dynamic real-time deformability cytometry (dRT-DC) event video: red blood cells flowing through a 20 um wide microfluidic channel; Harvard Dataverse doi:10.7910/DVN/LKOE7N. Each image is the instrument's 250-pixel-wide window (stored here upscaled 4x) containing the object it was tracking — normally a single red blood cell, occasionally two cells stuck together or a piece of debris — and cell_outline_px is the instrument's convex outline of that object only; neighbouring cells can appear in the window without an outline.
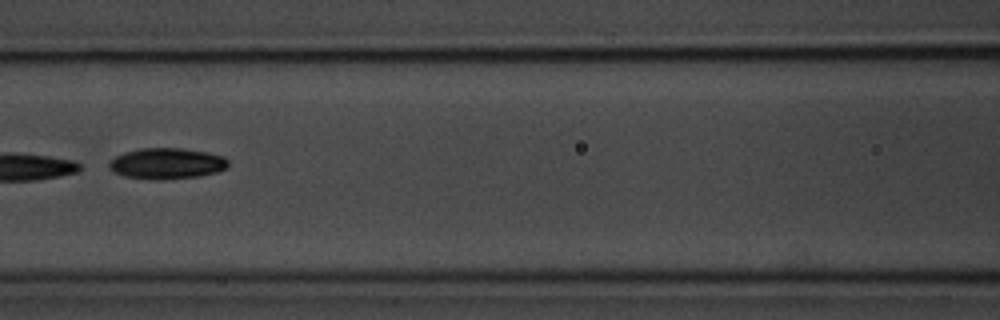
{"species": "common noctule bat (a hibernating species)", "species_latin": "Nyctalus noctula", "temperature_condition": "room temperature", "stored_images_in_passage": 8, "camera_frame_rate_fps": 3000, "um_per_image_px": 0.085, "animal": {"sex": "male", "body_mass_g": 20.1, "forearm_length_mm": 53.5}, "frame": {"image": 1, "passage_image": 7, "time_ms": 7.667, "image_size_px": [1000, 320], "cell_outline_px": [[228, 168], [216, 172], [200, 176], [164, 180], [156, 180], [124, 176], [108, 168], [108, 164], [116, 156], [124, 152], [140, 148], [184, 148], [208, 152], [224, 156], [228, 160]], "centroid_in_image_um": [14.21, 13.89], "position_along_channel_um": 152.4, "area_um2": 21.68}}
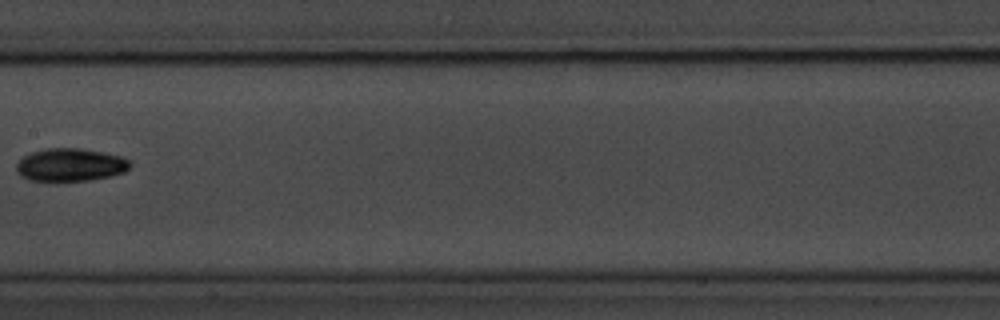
{"frame": {"image": 2, "passage_image": 8, "time_ms": 9.0, "image_size_px": [1000, 320], "cell_outline_px": [[132, 164], [124, 172], [108, 176], [88, 180], [28, 180], [20, 176], [16, 172], [16, 164], [24, 156], [32, 152], [44, 148], [80, 148], [104, 152], [124, 156]], "centroid_in_image_um": [5.98, 13.99], "position_along_channel_um": 201.4, "area_um2": 21.73}}